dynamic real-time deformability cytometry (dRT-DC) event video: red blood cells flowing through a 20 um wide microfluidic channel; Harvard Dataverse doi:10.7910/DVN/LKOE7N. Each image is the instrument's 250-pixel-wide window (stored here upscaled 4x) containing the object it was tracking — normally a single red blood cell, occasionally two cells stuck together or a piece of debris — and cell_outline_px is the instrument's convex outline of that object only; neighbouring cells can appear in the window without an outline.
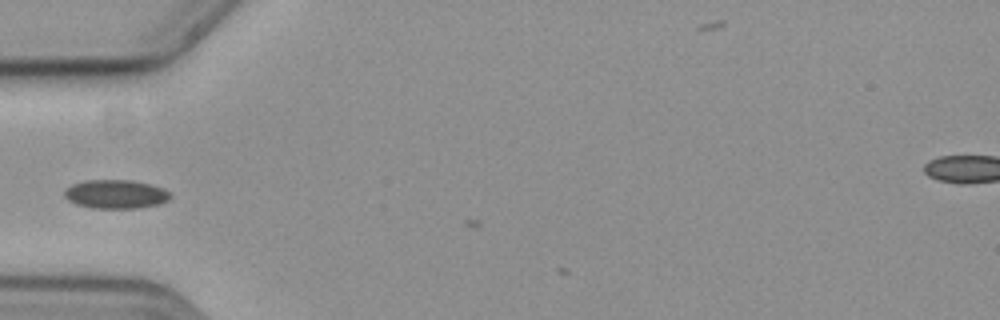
{"species": "common noctule bat (a hibernating species)", "species_latin": "Nyctalus noctula", "temperature_condition": "cold", "stored_images_in_passage": 2, "camera_frame_rate_fps": 3000, "um_per_image_px": 0.085, "animal": {"sex": "female", "body_mass_g": 19.3, "forearm_length_mm": 54.1}, "frame": {"image": 1, "passage_image": 1, "time_ms": 0.0, "image_size_px": [1000, 320], "cell_outline_px": [[172, 196], [168, 200], [160, 204], [140, 208], [92, 208], [76, 204], [68, 200], [64, 196], [64, 188], [72, 184], [84, 180], [132, 180], [164, 188]], "centroid_in_image_um": [9.82, 16.5], "position_along_channel_um": 75.2, "area_um2": 17.92}}